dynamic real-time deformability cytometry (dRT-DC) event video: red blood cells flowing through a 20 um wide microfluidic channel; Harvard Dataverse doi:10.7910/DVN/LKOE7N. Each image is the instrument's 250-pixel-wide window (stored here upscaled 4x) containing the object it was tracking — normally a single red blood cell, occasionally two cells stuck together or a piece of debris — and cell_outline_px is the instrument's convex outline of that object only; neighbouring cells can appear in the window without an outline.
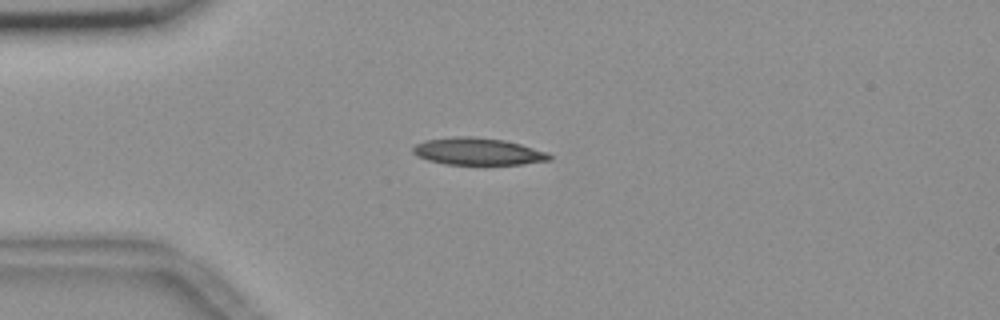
{"species": "common noctule bat (a hibernating species)", "species_latin": "Nyctalus noctula", "temperature_condition": "room temperature", "stored_images_in_passage": 42, "camera_frame_rate_fps": 3000, "um_per_image_px": 0.085, "animal": {"sex": "female", "body_mass_g": 18.4}, "frame": {"image": 1, "passage_image": 1, "time_ms": 0.0, "image_size_px": [1000, 320], "cell_outline_px": [[552, 160], [524, 164], [444, 164], [428, 160], [416, 156], [412, 152], [412, 148], [416, 144], [424, 140], [460, 136], [472, 136], [504, 140], [520, 144], [548, 152], [552, 156]], "centroid_in_image_um": [40.62, 12.87], "position_along_channel_um": 44.4, "area_um2": 21.62}}
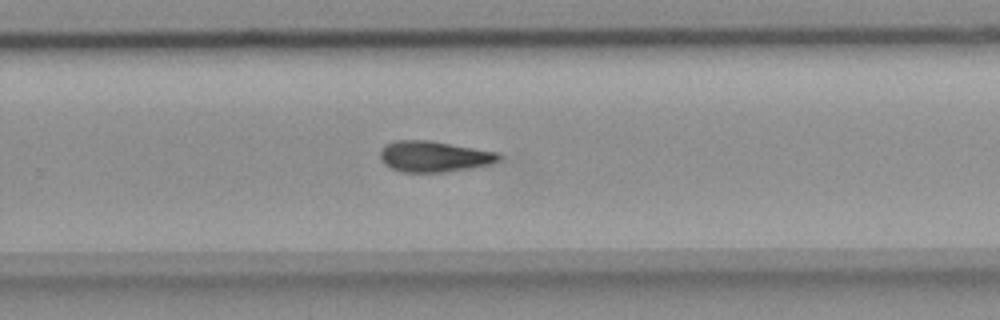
{"frame": {"image": 2, "passage_image": 23, "time_ms": 7.333, "image_size_px": [1000, 320], "cell_outline_px": [[500, 160], [492, 164], [472, 168], [444, 172], [400, 172], [384, 164], [380, 160], [380, 148], [384, 144], [396, 140], [428, 140], [500, 152]], "centroid_in_image_um": [36.88, 13.3], "position_along_channel_um": 292.9, "area_um2": 21.68}}
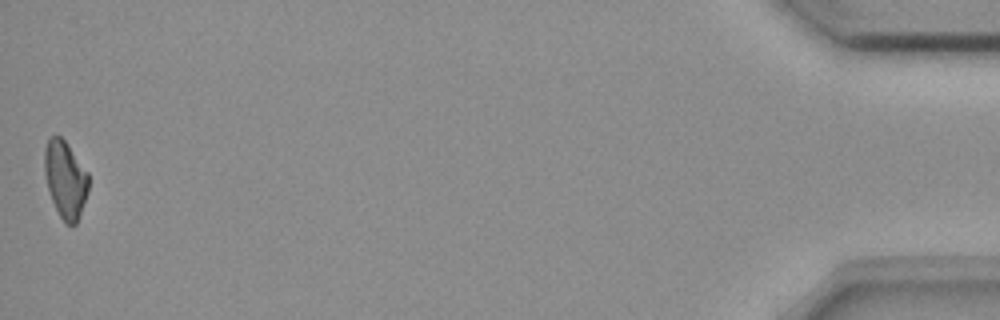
{"frame": {"image": 3, "passage_image": 42, "time_ms": 13.667, "image_size_px": [1000, 320], "cell_outline_px": [[88, 192], [76, 224], [64, 224], [52, 200], [48, 188], [44, 172], [44, 148], [48, 140], [52, 136], [60, 136], [64, 140], [88, 172]], "centroid_in_image_um": [5.55, 15.25], "position_along_channel_um": 429.7, "area_um2": 19.59}}